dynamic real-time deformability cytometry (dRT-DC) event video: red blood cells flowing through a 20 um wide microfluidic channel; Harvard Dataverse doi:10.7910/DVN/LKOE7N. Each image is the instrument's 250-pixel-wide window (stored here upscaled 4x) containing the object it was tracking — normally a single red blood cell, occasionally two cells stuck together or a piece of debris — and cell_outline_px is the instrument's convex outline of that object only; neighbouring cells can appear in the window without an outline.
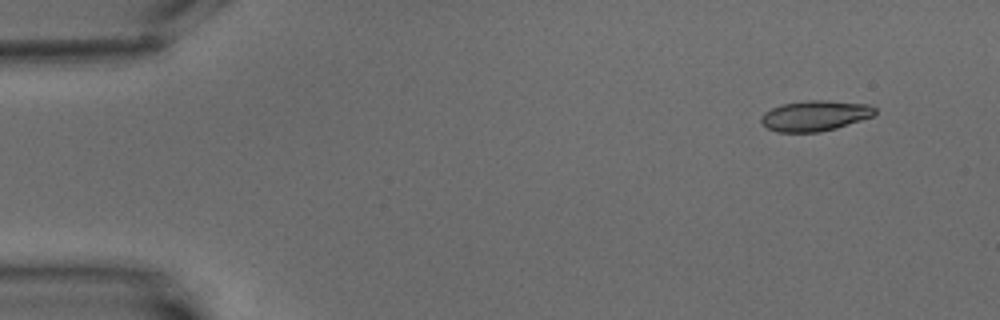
{"species": "common noctule bat (a hibernating species)", "species_latin": "Nyctalus noctula", "temperature_condition": "warm", "stored_images_in_passage": 8, "camera_frame_rate_fps": 3000, "um_per_image_px": 0.085, "animal": {"sex": "male", "body_mass_g": 15.6}, "frame": {"image": 1, "passage_image": 2, "time_ms": 1.0, "image_size_px": [1000, 320], "cell_outline_px": [[876, 112], [872, 116], [836, 128], [820, 132], [776, 132], [768, 128], [760, 120], [760, 116], [764, 112], [772, 108], [784, 104], [808, 100], [828, 100], [868, 104], [876, 108]], "centroid_in_image_um": [69.27, 9.83], "position_along_channel_um": 15.7, "area_um2": 20.11}}
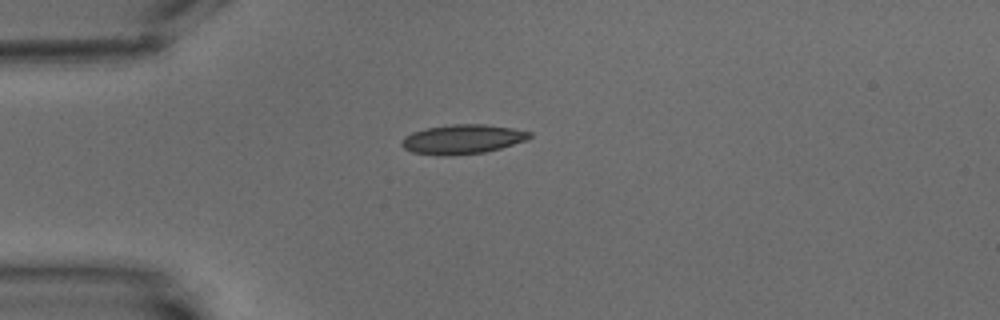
{"frame": {"image": 2, "passage_image": 5, "time_ms": 4.667, "image_size_px": [1000, 320], "cell_outline_px": [[532, 136], [528, 140], [500, 148], [484, 152], [452, 156], [440, 156], [412, 152], [404, 148], [400, 144], [400, 140], [404, 136], [412, 132], [424, 128], [452, 124], [484, 124], [512, 128], [532, 132]], "centroid_in_image_um": [39.28, 11.84], "position_along_channel_um": 45.7, "area_um2": 22.2}}